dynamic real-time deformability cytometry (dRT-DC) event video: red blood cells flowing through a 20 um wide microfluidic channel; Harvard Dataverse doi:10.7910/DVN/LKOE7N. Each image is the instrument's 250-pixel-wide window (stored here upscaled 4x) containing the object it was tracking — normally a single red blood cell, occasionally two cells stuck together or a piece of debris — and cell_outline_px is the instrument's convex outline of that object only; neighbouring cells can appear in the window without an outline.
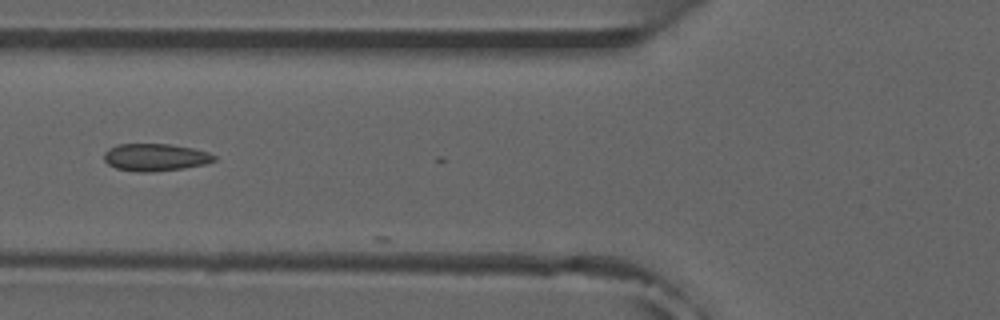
{"species": "common noctule bat (a hibernating species)", "species_latin": "Nyctalus noctula", "temperature_condition": "room temperature", "stored_images_in_passage": 6, "camera_frame_rate_fps": 3000, "um_per_image_px": 0.085, "animal": {"sex": "male", "forearm_length_mm": 52.5}, "frame": {"image": 1, "passage_image": 5, "time_ms": 4.333, "image_size_px": [1000, 320], "cell_outline_px": [[216, 160], [208, 164], [184, 168], [152, 172], [136, 172], [116, 168], [108, 164], [104, 160], [104, 152], [108, 148], [116, 144], [168, 144], [192, 148], [208, 152], [216, 156]], "centroid_in_image_um": [13.2, 13.37], "position_along_channel_um": 112.6, "area_um2": 17.74}}